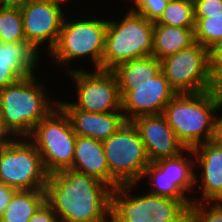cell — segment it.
Instances as JSON below:
<instances>
[{
    "mask_svg": "<svg viewBox=\"0 0 222 222\" xmlns=\"http://www.w3.org/2000/svg\"><path fill=\"white\" fill-rule=\"evenodd\" d=\"M111 191L101 180L72 169L49 174L45 186L46 203L59 222H107Z\"/></svg>",
    "mask_w": 222,
    "mask_h": 222,
    "instance_id": "cell-1",
    "label": "cell"
},
{
    "mask_svg": "<svg viewBox=\"0 0 222 222\" xmlns=\"http://www.w3.org/2000/svg\"><path fill=\"white\" fill-rule=\"evenodd\" d=\"M218 102L213 90L177 93L165 106L163 115L186 149L211 140Z\"/></svg>",
    "mask_w": 222,
    "mask_h": 222,
    "instance_id": "cell-2",
    "label": "cell"
},
{
    "mask_svg": "<svg viewBox=\"0 0 222 222\" xmlns=\"http://www.w3.org/2000/svg\"><path fill=\"white\" fill-rule=\"evenodd\" d=\"M29 75L0 89V109L8 129L18 138L28 137L58 102L46 97L43 85ZM54 104V105H53Z\"/></svg>",
    "mask_w": 222,
    "mask_h": 222,
    "instance_id": "cell-3",
    "label": "cell"
},
{
    "mask_svg": "<svg viewBox=\"0 0 222 222\" xmlns=\"http://www.w3.org/2000/svg\"><path fill=\"white\" fill-rule=\"evenodd\" d=\"M135 183L111 191L110 222H189L191 199H173L150 193L133 197Z\"/></svg>",
    "mask_w": 222,
    "mask_h": 222,
    "instance_id": "cell-4",
    "label": "cell"
},
{
    "mask_svg": "<svg viewBox=\"0 0 222 222\" xmlns=\"http://www.w3.org/2000/svg\"><path fill=\"white\" fill-rule=\"evenodd\" d=\"M154 23L129 10L119 21H107L105 49L101 69L112 70L118 64L152 53Z\"/></svg>",
    "mask_w": 222,
    "mask_h": 222,
    "instance_id": "cell-5",
    "label": "cell"
},
{
    "mask_svg": "<svg viewBox=\"0 0 222 222\" xmlns=\"http://www.w3.org/2000/svg\"><path fill=\"white\" fill-rule=\"evenodd\" d=\"M76 137L68 116L56 106L27 138L32 139L46 172L51 174L72 166Z\"/></svg>",
    "mask_w": 222,
    "mask_h": 222,
    "instance_id": "cell-6",
    "label": "cell"
},
{
    "mask_svg": "<svg viewBox=\"0 0 222 222\" xmlns=\"http://www.w3.org/2000/svg\"><path fill=\"white\" fill-rule=\"evenodd\" d=\"M64 17L57 42L49 51L58 63L68 65L75 58L89 55L96 69H101L105 49L107 21L101 19L66 22Z\"/></svg>",
    "mask_w": 222,
    "mask_h": 222,
    "instance_id": "cell-7",
    "label": "cell"
},
{
    "mask_svg": "<svg viewBox=\"0 0 222 222\" xmlns=\"http://www.w3.org/2000/svg\"><path fill=\"white\" fill-rule=\"evenodd\" d=\"M110 174L122 185L140 181L149 165L144 143L136 127L126 121L102 141Z\"/></svg>",
    "mask_w": 222,
    "mask_h": 222,
    "instance_id": "cell-8",
    "label": "cell"
},
{
    "mask_svg": "<svg viewBox=\"0 0 222 222\" xmlns=\"http://www.w3.org/2000/svg\"><path fill=\"white\" fill-rule=\"evenodd\" d=\"M25 139L0 147V182L15 190L45 189L49 174L35 145Z\"/></svg>",
    "mask_w": 222,
    "mask_h": 222,
    "instance_id": "cell-9",
    "label": "cell"
},
{
    "mask_svg": "<svg viewBox=\"0 0 222 222\" xmlns=\"http://www.w3.org/2000/svg\"><path fill=\"white\" fill-rule=\"evenodd\" d=\"M160 61L162 72L177 93L212 90L209 50L198 42Z\"/></svg>",
    "mask_w": 222,
    "mask_h": 222,
    "instance_id": "cell-10",
    "label": "cell"
},
{
    "mask_svg": "<svg viewBox=\"0 0 222 222\" xmlns=\"http://www.w3.org/2000/svg\"><path fill=\"white\" fill-rule=\"evenodd\" d=\"M68 70L77 84L78 100L71 103L76 109L95 113L122 111L118 81L112 70Z\"/></svg>",
    "mask_w": 222,
    "mask_h": 222,
    "instance_id": "cell-11",
    "label": "cell"
},
{
    "mask_svg": "<svg viewBox=\"0 0 222 222\" xmlns=\"http://www.w3.org/2000/svg\"><path fill=\"white\" fill-rule=\"evenodd\" d=\"M61 8L53 0H31L20 8L26 42L35 51L45 41L49 51L54 47L65 17Z\"/></svg>",
    "mask_w": 222,
    "mask_h": 222,
    "instance_id": "cell-12",
    "label": "cell"
},
{
    "mask_svg": "<svg viewBox=\"0 0 222 222\" xmlns=\"http://www.w3.org/2000/svg\"><path fill=\"white\" fill-rule=\"evenodd\" d=\"M119 92L126 121L143 115L163 114L165 106L177 94L162 70L151 81L138 82L134 90Z\"/></svg>",
    "mask_w": 222,
    "mask_h": 222,
    "instance_id": "cell-13",
    "label": "cell"
},
{
    "mask_svg": "<svg viewBox=\"0 0 222 222\" xmlns=\"http://www.w3.org/2000/svg\"><path fill=\"white\" fill-rule=\"evenodd\" d=\"M131 122L144 143L149 162L172 158L186 151L163 114L143 115Z\"/></svg>",
    "mask_w": 222,
    "mask_h": 222,
    "instance_id": "cell-14",
    "label": "cell"
},
{
    "mask_svg": "<svg viewBox=\"0 0 222 222\" xmlns=\"http://www.w3.org/2000/svg\"><path fill=\"white\" fill-rule=\"evenodd\" d=\"M68 116L77 136L104 141L114 134L125 122L122 111L95 113L76 109L71 103L57 104Z\"/></svg>",
    "mask_w": 222,
    "mask_h": 222,
    "instance_id": "cell-15",
    "label": "cell"
},
{
    "mask_svg": "<svg viewBox=\"0 0 222 222\" xmlns=\"http://www.w3.org/2000/svg\"><path fill=\"white\" fill-rule=\"evenodd\" d=\"M186 151L194 154L197 158L195 162L203 169L200 175L202 179L195 177V185L202 181L203 185L199 187L203 191V200L222 202V147L208 141Z\"/></svg>",
    "mask_w": 222,
    "mask_h": 222,
    "instance_id": "cell-16",
    "label": "cell"
},
{
    "mask_svg": "<svg viewBox=\"0 0 222 222\" xmlns=\"http://www.w3.org/2000/svg\"><path fill=\"white\" fill-rule=\"evenodd\" d=\"M74 171L95 177L112 189L121 184L110 174L103 143L90 137H76L72 166Z\"/></svg>",
    "mask_w": 222,
    "mask_h": 222,
    "instance_id": "cell-17",
    "label": "cell"
},
{
    "mask_svg": "<svg viewBox=\"0 0 222 222\" xmlns=\"http://www.w3.org/2000/svg\"><path fill=\"white\" fill-rule=\"evenodd\" d=\"M27 42L0 43V89L34 74L38 53Z\"/></svg>",
    "mask_w": 222,
    "mask_h": 222,
    "instance_id": "cell-18",
    "label": "cell"
},
{
    "mask_svg": "<svg viewBox=\"0 0 222 222\" xmlns=\"http://www.w3.org/2000/svg\"><path fill=\"white\" fill-rule=\"evenodd\" d=\"M112 71L119 91H131L138 82L151 81L161 71V61L149 55L120 63Z\"/></svg>",
    "mask_w": 222,
    "mask_h": 222,
    "instance_id": "cell-19",
    "label": "cell"
},
{
    "mask_svg": "<svg viewBox=\"0 0 222 222\" xmlns=\"http://www.w3.org/2000/svg\"><path fill=\"white\" fill-rule=\"evenodd\" d=\"M195 43L194 30L154 22L153 48L151 55L158 60L175 54Z\"/></svg>",
    "mask_w": 222,
    "mask_h": 222,
    "instance_id": "cell-20",
    "label": "cell"
},
{
    "mask_svg": "<svg viewBox=\"0 0 222 222\" xmlns=\"http://www.w3.org/2000/svg\"><path fill=\"white\" fill-rule=\"evenodd\" d=\"M45 203V189L17 190L0 217V222H28Z\"/></svg>",
    "mask_w": 222,
    "mask_h": 222,
    "instance_id": "cell-21",
    "label": "cell"
},
{
    "mask_svg": "<svg viewBox=\"0 0 222 222\" xmlns=\"http://www.w3.org/2000/svg\"><path fill=\"white\" fill-rule=\"evenodd\" d=\"M149 176L154 184L148 193L158 196L170 197L173 199H189L169 177V158L159 159L150 162L146 167L142 178Z\"/></svg>",
    "mask_w": 222,
    "mask_h": 222,
    "instance_id": "cell-22",
    "label": "cell"
},
{
    "mask_svg": "<svg viewBox=\"0 0 222 222\" xmlns=\"http://www.w3.org/2000/svg\"><path fill=\"white\" fill-rule=\"evenodd\" d=\"M156 23L195 30L193 0H169L162 16Z\"/></svg>",
    "mask_w": 222,
    "mask_h": 222,
    "instance_id": "cell-23",
    "label": "cell"
},
{
    "mask_svg": "<svg viewBox=\"0 0 222 222\" xmlns=\"http://www.w3.org/2000/svg\"><path fill=\"white\" fill-rule=\"evenodd\" d=\"M0 37L2 43L26 42L20 8L0 7Z\"/></svg>",
    "mask_w": 222,
    "mask_h": 222,
    "instance_id": "cell-24",
    "label": "cell"
},
{
    "mask_svg": "<svg viewBox=\"0 0 222 222\" xmlns=\"http://www.w3.org/2000/svg\"><path fill=\"white\" fill-rule=\"evenodd\" d=\"M195 42L210 50L222 37V12L195 19Z\"/></svg>",
    "mask_w": 222,
    "mask_h": 222,
    "instance_id": "cell-25",
    "label": "cell"
},
{
    "mask_svg": "<svg viewBox=\"0 0 222 222\" xmlns=\"http://www.w3.org/2000/svg\"><path fill=\"white\" fill-rule=\"evenodd\" d=\"M196 165L192 159L184 158L182 153L169 158V177L184 193L194 190L196 176L193 170Z\"/></svg>",
    "mask_w": 222,
    "mask_h": 222,
    "instance_id": "cell-26",
    "label": "cell"
},
{
    "mask_svg": "<svg viewBox=\"0 0 222 222\" xmlns=\"http://www.w3.org/2000/svg\"><path fill=\"white\" fill-rule=\"evenodd\" d=\"M192 204L189 208V222H222V202H212L210 208L206 209L207 203L198 204L191 199Z\"/></svg>",
    "mask_w": 222,
    "mask_h": 222,
    "instance_id": "cell-27",
    "label": "cell"
},
{
    "mask_svg": "<svg viewBox=\"0 0 222 222\" xmlns=\"http://www.w3.org/2000/svg\"><path fill=\"white\" fill-rule=\"evenodd\" d=\"M168 3L169 0H137L136 8L131 10L154 23L162 16Z\"/></svg>",
    "mask_w": 222,
    "mask_h": 222,
    "instance_id": "cell-28",
    "label": "cell"
},
{
    "mask_svg": "<svg viewBox=\"0 0 222 222\" xmlns=\"http://www.w3.org/2000/svg\"><path fill=\"white\" fill-rule=\"evenodd\" d=\"M194 18H206V14L222 12V0H193Z\"/></svg>",
    "mask_w": 222,
    "mask_h": 222,
    "instance_id": "cell-29",
    "label": "cell"
},
{
    "mask_svg": "<svg viewBox=\"0 0 222 222\" xmlns=\"http://www.w3.org/2000/svg\"><path fill=\"white\" fill-rule=\"evenodd\" d=\"M28 222H59L54 210L45 203Z\"/></svg>",
    "mask_w": 222,
    "mask_h": 222,
    "instance_id": "cell-30",
    "label": "cell"
},
{
    "mask_svg": "<svg viewBox=\"0 0 222 222\" xmlns=\"http://www.w3.org/2000/svg\"><path fill=\"white\" fill-rule=\"evenodd\" d=\"M16 191L14 188L0 182V217L3 215Z\"/></svg>",
    "mask_w": 222,
    "mask_h": 222,
    "instance_id": "cell-31",
    "label": "cell"
},
{
    "mask_svg": "<svg viewBox=\"0 0 222 222\" xmlns=\"http://www.w3.org/2000/svg\"><path fill=\"white\" fill-rule=\"evenodd\" d=\"M11 134L15 136L6 126L0 109V147L5 146L6 144L15 140L14 137L11 138L12 140L8 138L9 136L11 137Z\"/></svg>",
    "mask_w": 222,
    "mask_h": 222,
    "instance_id": "cell-32",
    "label": "cell"
},
{
    "mask_svg": "<svg viewBox=\"0 0 222 222\" xmlns=\"http://www.w3.org/2000/svg\"><path fill=\"white\" fill-rule=\"evenodd\" d=\"M210 141L222 147V116L214 118L213 133Z\"/></svg>",
    "mask_w": 222,
    "mask_h": 222,
    "instance_id": "cell-33",
    "label": "cell"
},
{
    "mask_svg": "<svg viewBox=\"0 0 222 222\" xmlns=\"http://www.w3.org/2000/svg\"><path fill=\"white\" fill-rule=\"evenodd\" d=\"M222 58V37L209 50V59L213 67Z\"/></svg>",
    "mask_w": 222,
    "mask_h": 222,
    "instance_id": "cell-34",
    "label": "cell"
},
{
    "mask_svg": "<svg viewBox=\"0 0 222 222\" xmlns=\"http://www.w3.org/2000/svg\"><path fill=\"white\" fill-rule=\"evenodd\" d=\"M213 83L222 81V58L212 67Z\"/></svg>",
    "mask_w": 222,
    "mask_h": 222,
    "instance_id": "cell-35",
    "label": "cell"
},
{
    "mask_svg": "<svg viewBox=\"0 0 222 222\" xmlns=\"http://www.w3.org/2000/svg\"><path fill=\"white\" fill-rule=\"evenodd\" d=\"M31 0H1V7L21 8Z\"/></svg>",
    "mask_w": 222,
    "mask_h": 222,
    "instance_id": "cell-36",
    "label": "cell"
},
{
    "mask_svg": "<svg viewBox=\"0 0 222 222\" xmlns=\"http://www.w3.org/2000/svg\"><path fill=\"white\" fill-rule=\"evenodd\" d=\"M217 102H218V108L221 110L222 108V81L221 82H216L213 83V88H212Z\"/></svg>",
    "mask_w": 222,
    "mask_h": 222,
    "instance_id": "cell-37",
    "label": "cell"
},
{
    "mask_svg": "<svg viewBox=\"0 0 222 222\" xmlns=\"http://www.w3.org/2000/svg\"><path fill=\"white\" fill-rule=\"evenodd\" d=\"M53 1H57V2L63 3L64 1H67V0H53Z\"/></svg>",
    "mask_w": 222,
    "mask_h": 222,
    "instance_id": "cell-38",
    "label": "cell"
}]
</instances>
